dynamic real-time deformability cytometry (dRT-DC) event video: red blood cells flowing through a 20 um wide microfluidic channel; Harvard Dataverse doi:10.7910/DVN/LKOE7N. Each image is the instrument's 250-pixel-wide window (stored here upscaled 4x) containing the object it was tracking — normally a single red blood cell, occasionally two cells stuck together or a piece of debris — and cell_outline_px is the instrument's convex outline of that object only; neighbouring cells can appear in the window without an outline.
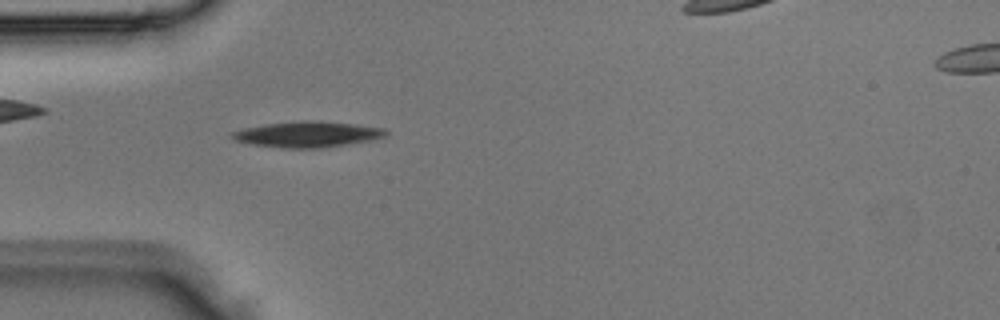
{"species": "Egyptian fruit bat (a non-hibernating species)", "species_latin": "Rousettus aegyptiacus", "temperature_condition": "room temperature", "stored_images_in_passage": 4, "camera_frame_rate_fps": 3000, "um_per_image_px": 0.085, "animal": {"sex": "male"}, "frame": {"image": 1, "passage_image": 3, "time_ms": 0.667, "image_size_px": [1000, 320], "cell_outline_px": [[388, 132], [384, 136], [372, 140], [320, 148], [280, 148], [252, 144], [232, 140], [228, 136], [228, 132], [244, 128], [264, 124], [300, 120], [320, 120], [356, 124], [384, 128]], "centroid_in_image_um": [26.06, 11.4], "position_along_channel_um": 58.9, "area_um2": 23.47}}